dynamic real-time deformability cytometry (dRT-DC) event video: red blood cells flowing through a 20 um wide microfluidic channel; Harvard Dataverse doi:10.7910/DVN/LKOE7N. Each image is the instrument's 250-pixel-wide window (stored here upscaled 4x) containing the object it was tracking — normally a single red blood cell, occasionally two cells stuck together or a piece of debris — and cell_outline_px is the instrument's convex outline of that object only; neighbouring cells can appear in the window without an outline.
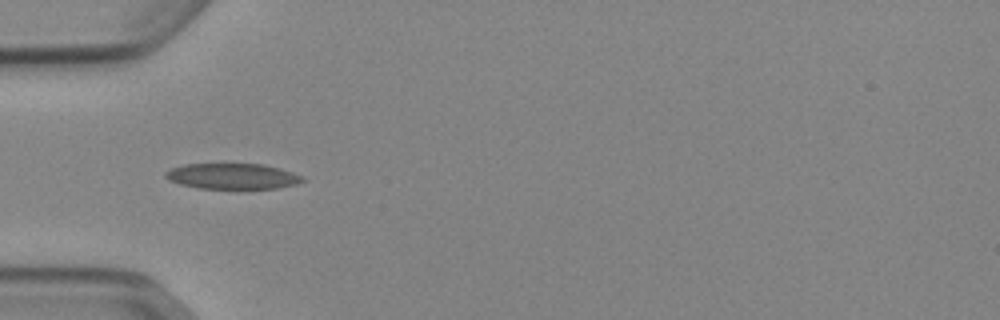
{"species": "Egyptian fruit bat (a non-hibernating species)", "species_latin": "Rousettus aegyptiacus", "temperature_condition": "cold", "stored_images_in_passage": 31, "camera_frame_rate_fps": 3000, "um_per_image_px": 0.085, "animal": {"sex": "female"}, "frame": {"image": 1, "passage_image": 1, "time_ms": 0.0, "image_size_px": [1000, 320], "cell_outline_px": [[304, 180], [296, 184], [276, 188], [200, 188], [180, 184], [168, 180], [164, 176], [164, 172], [172, 168], [184, 164], [264, 164], [280, 168], [304, 176]], "centroid_in_image_um": [19.75, 14.97], "position_along_channel_um": 65.3, "area_um2": 20.4}}
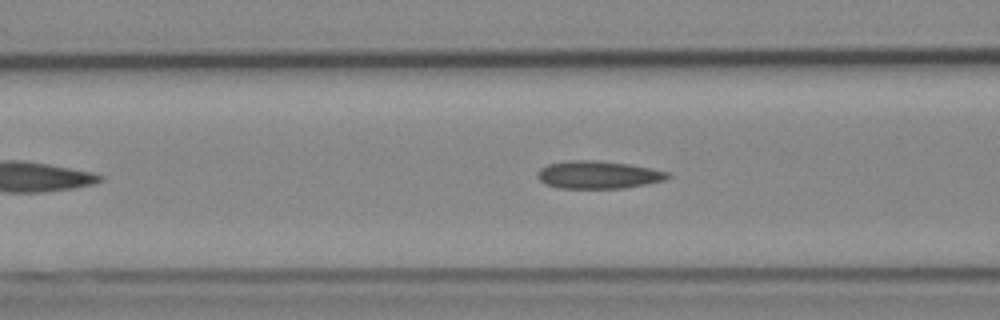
{"frame": {"image": 2, "passage_image": 5, "time_ms": 1.333, "image_size_px": [1000, 320], "cell_outline_px": [[672, 176], [664, 180], [644, 184], [620, 188], [560, 188], [548, 184], [540, 180], [536, 176], [536, 172], [540, 168], [548, 164], [568, 160], [596, 160], [632, 164], [652, 168], [668, 172]], "centroid_in_image_um": [50.84, 14.84], "position_along_channel_um": 115.8, "area_um2": 21.04}}